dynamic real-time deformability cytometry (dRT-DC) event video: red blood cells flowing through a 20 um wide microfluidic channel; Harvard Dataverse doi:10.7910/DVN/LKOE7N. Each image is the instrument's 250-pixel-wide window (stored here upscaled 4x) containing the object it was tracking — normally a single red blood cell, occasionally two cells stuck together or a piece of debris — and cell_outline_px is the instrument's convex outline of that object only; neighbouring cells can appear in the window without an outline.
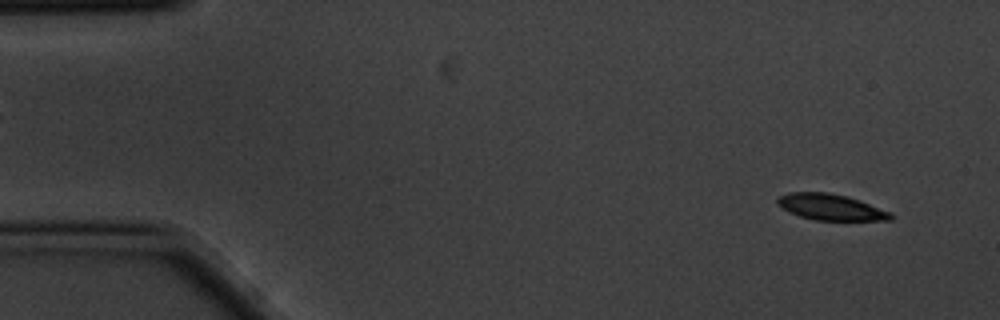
{"species": "common noctule bat (a hibernating species)", "species_latin": "Nyctalus noctula", "temperature_condition": "cold", "stored_images_in_passage": 2, "camera_frame_rate_fps": 3000, "um_per_image_px": 0.085, "animal": {"sex": "male", "body_mass_g": 20.1, "forearm_length_mm": 53.5}, "frame": {"image": 1, "passage_image": 2, "time_ms": 0.333, "image_size_px": [1000, 320], "cell_outline_px": [[896, 216], [892, 220], [816, 220], [800, 216], [788, 212], [776, 204], [776, 200], [780, 196], [788, 192], [828, 192], [848, 196], [860, 200], [892, 212]], "centroid_in_image_um": [70.64, 17.6], "position_along_channel_um": 14.4, "area_um2": 17.46}}